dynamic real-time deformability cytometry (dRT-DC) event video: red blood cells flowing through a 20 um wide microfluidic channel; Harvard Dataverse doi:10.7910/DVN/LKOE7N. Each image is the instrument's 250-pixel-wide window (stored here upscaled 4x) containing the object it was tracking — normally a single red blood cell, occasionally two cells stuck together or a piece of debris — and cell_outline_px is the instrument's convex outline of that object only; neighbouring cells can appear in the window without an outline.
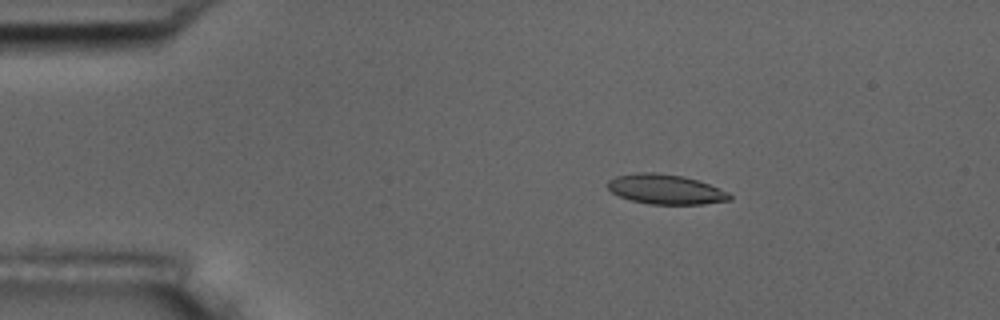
{"species": "common noctule bat (a hibernating species)", "species_latin": "Nyctalus noctula", "temperature_condition": "room temperature", "stored_images_in_passage": 48, "camera_frame_rate_fps": 3000, "um_per_image_px": 0.085, "animal": {"sex": "male", "body_mass_g": 17.5, "forearm_length_mm": 52.3}, "frame": {"image": 1, "passage_image": 2, "time_ms": 0.333, "image_size_px": [1000, 320], "cell_outline_px": [[732, 200], [704, 204], [648, 204], [632, 200], [620, 196], [612, 192], [608, 188], [608, 180], [616, 176], [636, 172], [656, 172], [684, 176], [708, 184], [728, 192], [732, 196]], "centroid_in_image_um": [56.58, 16.08], "position_along_channel_um": 28.4, "area_um2": 21.15}}
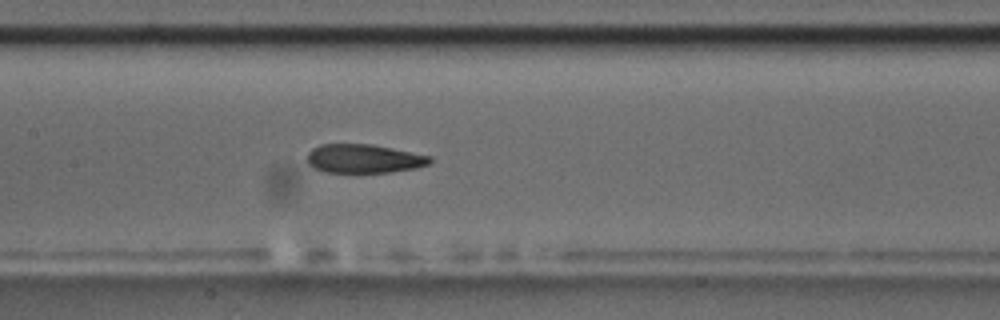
{"frame": {"image": 2, "passage_image": 19, "time_ms": 6.0, "image_size_px": [1000, 320], "cell_outline_px": [[432, 160], [428, 164], [416, 168], [392, 172], [324, 172], [312, 168], [308, 164], [308, 152], [312, 148], [320, 144], [372, 144], [432, 156]], "centroid_in_image_um": [30.91, 13.48], "position_along_channel_um": 176.5, "area_um2": 20.69}}
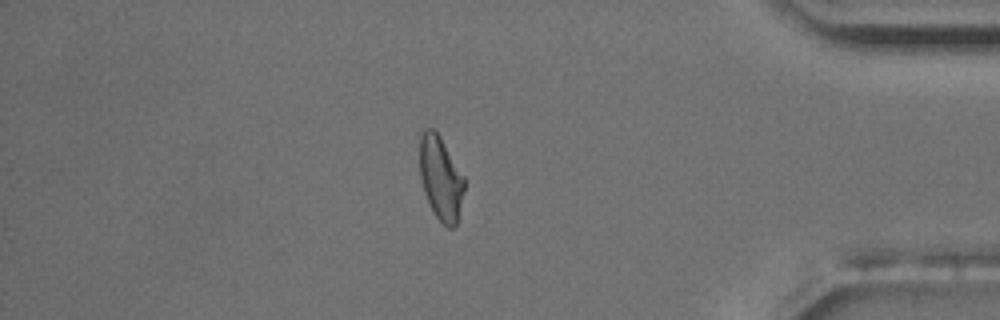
{"frame": {"image": 3, "passage_image": 40, "time_ms": 13.0, "image_size_px": [1000, 320], "cell_outline_px": [[464, 192], [456, 224], [452, 228], [448, 228], [436, 216], [424, 192], [420, 176], [416, 136], [420, 128], [432, 128], [440, 136], [464, 176]], "centroid_in_image_um": [37.39, 15.01], "position_along_channel_um": 397.8, "area_um2": 22.31}, "authors_computed_cell_mechanics": {"area_um2": 21.8195, "velocity_mm_per_s": 3.6326, "shape_relaxation_time_tau1_ms": 6.1924, "shape_relaxation_time_tau2_ms": 2.8589, "deformation_change_tau1": 0.1518, "deformation_change_tau2": 0.0895}}